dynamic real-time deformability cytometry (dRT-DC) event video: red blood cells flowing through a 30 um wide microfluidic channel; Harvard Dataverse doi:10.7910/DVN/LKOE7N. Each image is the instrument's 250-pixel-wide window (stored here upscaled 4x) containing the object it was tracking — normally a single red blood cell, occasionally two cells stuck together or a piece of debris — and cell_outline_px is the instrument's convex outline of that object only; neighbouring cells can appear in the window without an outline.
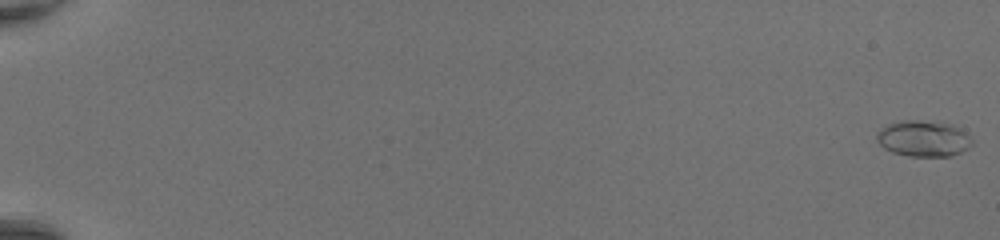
{"species": "common noctule bat (a hibernating species)", "species_latin": "Nyctalus noctula", "temperature_condition": "room temperature", "stored_images_in_passage": 50, "camera_frame_rate_fps": 3000, "um_per_image_px": 0.085, "animal": {"sex": "female", "body_mass_g": 20.0, "forearm_length_mm": 54.0}, "frame": {"image": 1, "passage_image": 1, "time_ms": 0.0, "image_size_px": [1000, 240], "cell_outline_px": [[972, 144], [968, 148], [960, 152], [948, 156], [908, 156], [892, 152], [884, 148], [876, 140], [876, 132], [880, 128], [888, 124], [904, 120], [916, 120], [952, 124], [964, 132], [972, 140]], "centroid_in_image_um": [78.44, 11.78], "position_along_channel_um": 6.6, "area_um2": 19.88}}
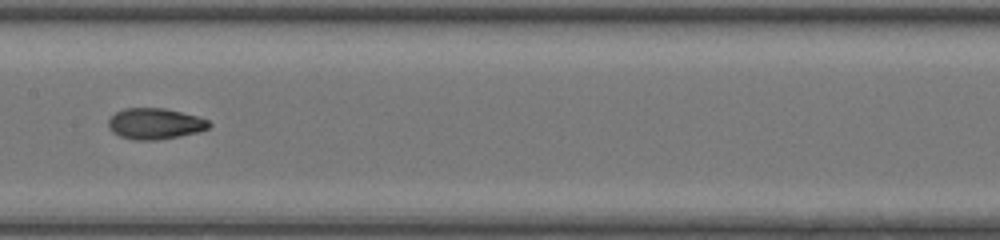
{"frame": {"image": 2, "passage_image": 29, "time_ms": 9.333, "image_size_px": [1000, 240], "cell_outline_px": [[212, 124], [208, 128], [196, 132], [180, 136], [156, 140], [132, 140], [120, 136], [112, 132], [108, 128], [108, 120], [116, 112], [124, 108], [164, 108], [196, 116], [208, 120]], "centroid_in_image_um": [13.14, 10.52], "position_along_channel_um": 194.3, "area_um2": 18.15}}
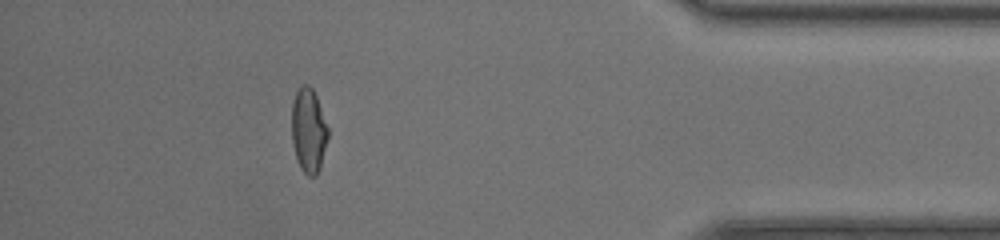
{"frame": {"image": 3, "passage_image": 46, "time_ms": 15.0, "image_size_px": [1000, 240], "cell_outline_px": [[328, 136], [320, 168], [316, 176], [308, 176], [300, 168], [296, 160], [292, 140], [292, 100], [296, 92], [304, 84], [308, 84], [312, 88], [316, 96], [328, 128]], "centroid_in_image_um": [26.22, 11.11], "position_along_channel_um": 409.0, "area_um2": 17.8}, "authors_computed_cell_mechanics": {"area_um2": 17.8024, "velocity_mm_per_s": 4.4171, "shape_relaxation_time_tau1_ms": 5.6195, "shape_relaxation_time_tau2_ms": 1.1846, "deformation_change_tau1": 0.2113, "deformation_change_tau2": 0.0538}}